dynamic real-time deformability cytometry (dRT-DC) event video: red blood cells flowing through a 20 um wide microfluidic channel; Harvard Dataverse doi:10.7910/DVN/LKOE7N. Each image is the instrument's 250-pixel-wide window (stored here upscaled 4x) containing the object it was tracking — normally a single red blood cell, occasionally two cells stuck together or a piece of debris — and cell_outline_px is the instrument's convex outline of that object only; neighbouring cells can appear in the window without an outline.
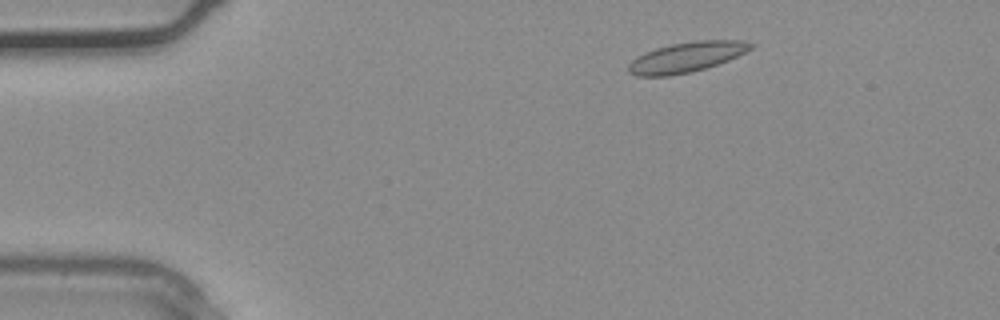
{"species": "common noctule bat (a hibernating species)", "species_latin": "Nyctalus noctula", "temperature_condition": "warm", "stored_images_in_passage": 2, "camera_frame_rate_fps": 3000, "um_per_image_px": 0.085, "animal": {"sex": "male", "body_mass_g": 20.4}, "frame": {"image": 1, "passage_image": 1, "time_ms": 0.0, "image_size_px": [1000, 320], "cell_outline_px": [[756, 44], [752, 48], [728, 60], [692, 72], [668, 76], [636, 76], [628, 72], [628, 64], [636, 56], [644, 52], [656, 48], [672, 44], [696, 40], [744, 40]], "centroid_in_image_um": [58.33, 4.85], "position_along_channel_um": 26.7, "area_um2": 21.5}}